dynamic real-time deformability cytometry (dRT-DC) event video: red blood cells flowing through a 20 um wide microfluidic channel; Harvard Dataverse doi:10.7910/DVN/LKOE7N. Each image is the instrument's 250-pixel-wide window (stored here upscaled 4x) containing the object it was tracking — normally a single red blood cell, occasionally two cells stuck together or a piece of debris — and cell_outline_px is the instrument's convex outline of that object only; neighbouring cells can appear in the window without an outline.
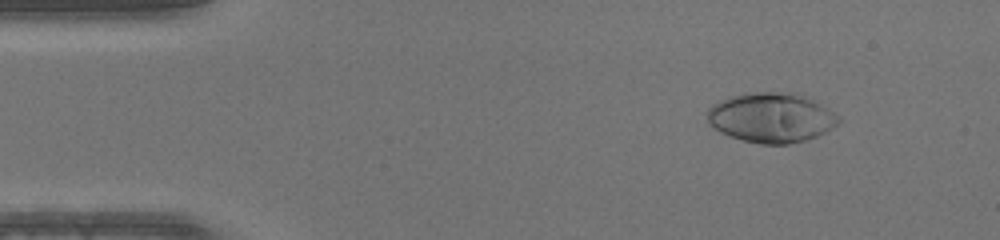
{"species": "human", "species_latin": "Homo sapiens", "temperature_condition": "warm", "stored_images_in_passage": 46, "camera_frame_rate_fps": 3000, "um_per_image_px": 0.085, "donor": {"sex": "male"}, "frame": {"image": 1, "passage_image": 5, "time_ms": 1.333, "image_size_px": [1000, 240], "cell_outline_px": [[840, 120], [832, 128], [816, 136], [804, 140], [788, 144], [760, 144], [744, 140], [720, 132], [708, 124], [708, 108], [712, 104], [720, 100], [744, 92], [796, 92], [808, 96], [840, 116]], "centroid_in_image_um": [65.56, 9.97], "position_along_channel_um": 19.4, "area_um2": 38.21}}
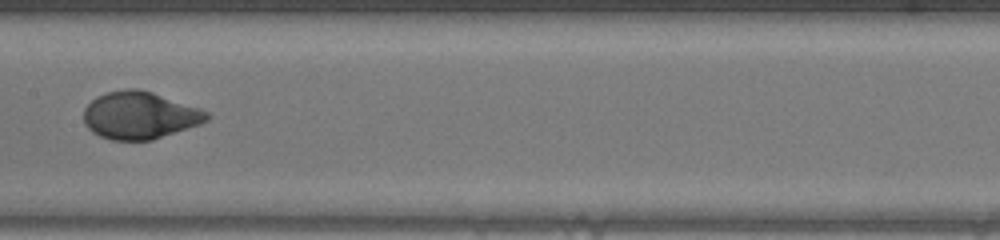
{"frame": {"image": 2, "passage_image": 23, "time_ms": 7.333, "image_size_px": [1000, 240], "cell_outline_px": [[212, 116], [208, 120], [200, 124], [152, 140], [112, 140], [100, 136], [92, 132], [84, 124], [84, 108], [96, 96], [108, 92], [124, 88], [136, 88], [152, 92], [200, 108], [208, 112]], "centroid_in_image_um": [11.87, 9.8], "position_along_channel_um": 195.5, "area_um2": 34.04}}
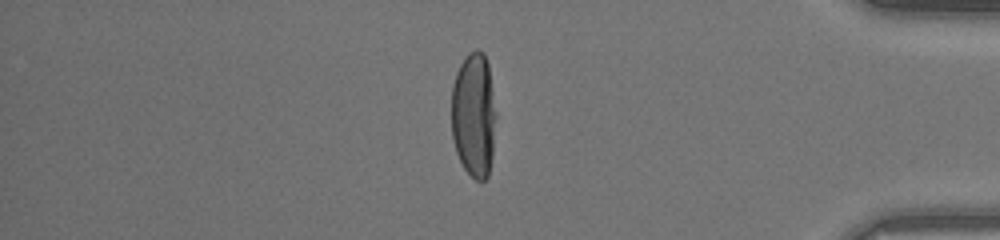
{"frame": {"image": 3, "passage_image": 39, "time_ms": 12.667, "image_size_px": [1000, 240], "cell_outline_px": [[496, 116], [492, 156], [488, 176], [484, 180], [476, 180], [464, 168], [456, 152], [452, 136], [452, 84], [456, 72], [460, 64], [468, 52], [476, 48], [484, 52], [488, 64], [496, 112]], "centroid_in_image_um": [40.27, 9.74], "position_along_channel_um": 394.9, "area_um2": 32.66}}